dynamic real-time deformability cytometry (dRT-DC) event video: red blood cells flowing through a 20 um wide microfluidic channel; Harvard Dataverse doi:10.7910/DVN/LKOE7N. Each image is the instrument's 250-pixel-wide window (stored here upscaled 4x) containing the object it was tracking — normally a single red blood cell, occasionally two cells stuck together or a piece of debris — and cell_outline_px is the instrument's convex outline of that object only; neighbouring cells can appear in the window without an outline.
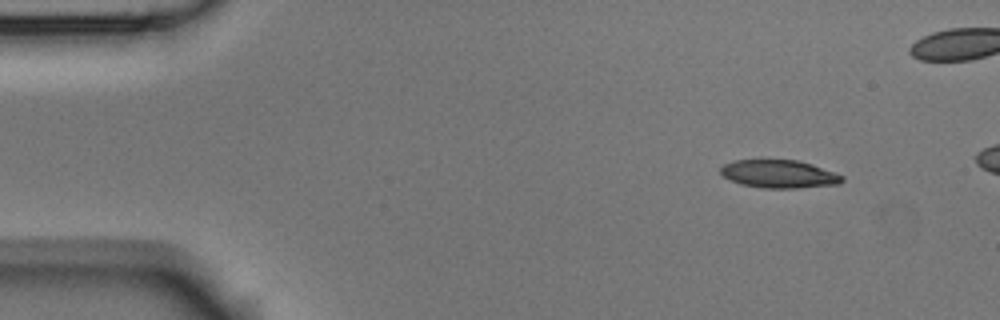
{"species": "Egyptian fruit bat (a non-hibernating species)", "species_latin": "Rousettus aegyptiacus", "temperature_condition": "room temperature", "stored_images_in_passage": 4, "camera_frame_rate_fps": 3000, "um_per_image_px": 0.085, "animal": {"sex": "male"}, "frame": {"image": 1, "passage_image": 1, "time_ms": 0.0, "image_size_px": [1000, 320], "cell_outline_px": [[844, 180], [840, 184], [796, 188], [764, 188], [740, 184], [724, 176], [720, 172], [720, 168], [724, 164], [736, 160], [760, 156], [800, 160], [836, 172], [844, 176]], "centroid_in_image_um": [66.21, 14.73], "position_along_channel_um": 18.8, "area_um2": 20.81}}